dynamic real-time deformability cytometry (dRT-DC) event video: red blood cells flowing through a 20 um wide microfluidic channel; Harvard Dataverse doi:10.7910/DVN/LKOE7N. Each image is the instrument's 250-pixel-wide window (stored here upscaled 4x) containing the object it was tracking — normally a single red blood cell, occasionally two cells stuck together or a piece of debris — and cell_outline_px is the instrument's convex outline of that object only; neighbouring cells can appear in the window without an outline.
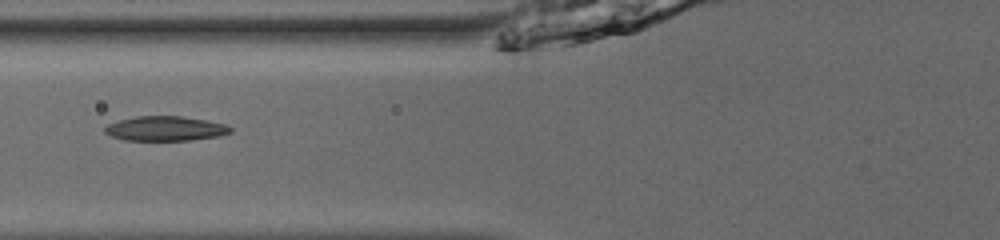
{"species": "common noctule bat (a hibernating species)", "species_latin": "Nyctalus noctula", "temperature_condition": "room temperature", "stored_images_in_passage": 54, "camera_frame_rate_fps": 3000, "um_per_image_px": 0.085, "animal": {"sex": "male", "body_mass_g": 13.0, "forearm_length_mm": 53.1}, "frame": {"image": 1, "passage_image": 24, "time_ms": 7.667, "image_size_px": [1000, 240], "cell_outline_px": [[232, 132], [220, 136], [188, 140], [124, 140], [112, 136], [104, 132], [104, 128], [108, 124], [120, 120], [136, 116], [180, 116], [208, 120], [228, 124], [232, 128]], "centroid_in_image_um": [14.1, 10.92], "position_along_channel_um": 111.7, "area_um2": 18.09}}
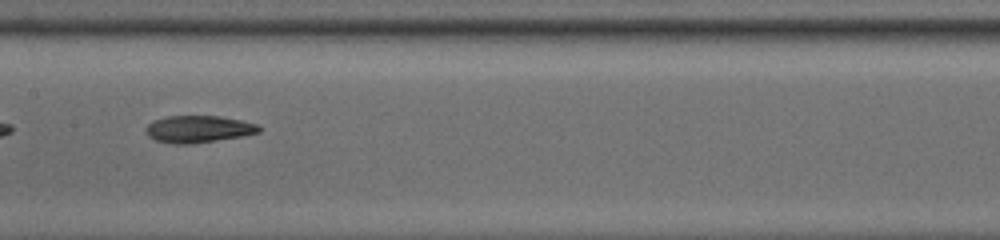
{"frame": {"image": 2, "passage_image": 30, "time_ms": 9.667, "image_size_px": [1000, 240], "cell_outline_px": [[260, 132], [240, 136], [216, 140], [188, 144], [176, 144], [156, 140], [148, 136], [144, 132], [144, 128], [152, 120], [168, 116], [220, 116], [260, 124]], "centroid_in_image_um": [16.83, 10.96], "position_along_channel_um": 190.6, "area_um2": 17.8}}
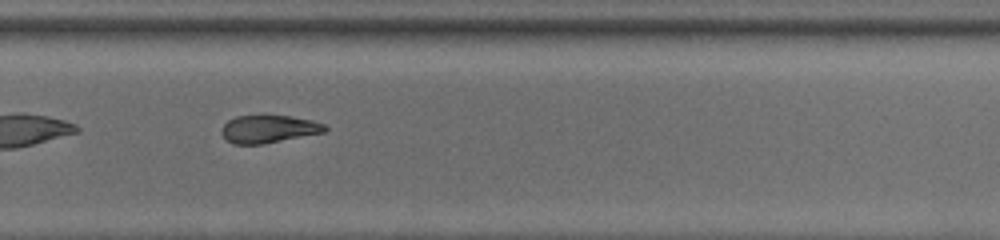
{"frame": {"image": 3, "passage_image": 39, "time_ms": 12.667, "image_size_px": [1000, 240], "cell_outline_px": [[328, 128], [324, 132], [264, 144], [232, 144], [220, 132], [220, 128], [228, 120], [236, 116], [288, 116], [308, 120], [324, 124]], "centroid_in_image_um": [22.79, 10.98], "position_along_channel_um": 307.0, "area_um2": 16.47}, "authors_computed_cell_mechanics": {"area_um2": 18.9584, "velocity_mm_per_s": 3.8994, "shape_relaxation_time_tau1_ms": 3.6569, "shape_relaxation_time_tau2_ms": 4.1363, "deformation_change_tau1": 0.1511, "deformation_change_tau2": 0.1134}}